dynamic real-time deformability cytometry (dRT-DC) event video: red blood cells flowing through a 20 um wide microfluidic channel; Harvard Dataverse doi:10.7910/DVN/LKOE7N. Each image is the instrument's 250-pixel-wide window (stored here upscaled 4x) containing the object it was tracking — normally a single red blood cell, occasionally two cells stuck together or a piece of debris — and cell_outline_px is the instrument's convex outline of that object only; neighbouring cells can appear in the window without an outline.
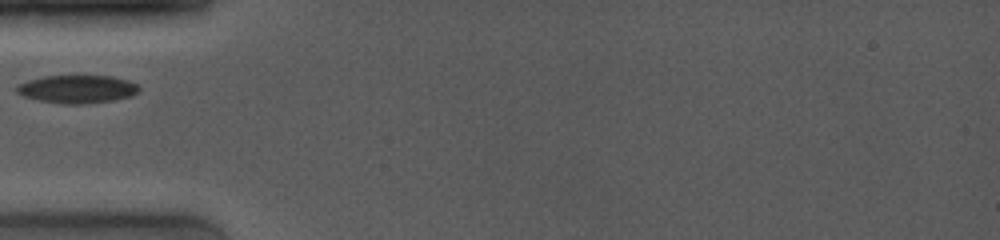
{"species": "common noctule bat (a hibernating species)", "species_latin": "Nyctalus noctula", "temperature_condition": "room temperature", "stored_images_in_passage": 27, "camera_frame_rate_fps": 4000, "um_per_image_px": 0.085, "animal": {"sex": "female", "body_mass_g": 19.0, "forearm_length_mm": 53.3}, "frame": {"image": 1, "passage_image": 1, "time_ms": 0.0, "image_size_px": [1000, 240], "cell_outline_px": [[140, 88], [132, 96], [112, 100], [84, 104], [64, 104], [40, 100], [24, 96], [16, 92], [16, 84], [28, 80], [44, 76], [112, 76], [128, 80], [136, 84]], "centroid_in_image_um": [6.55, 7.57], "position_along_channel_um": 78.5, "area_um2": 19.88}}